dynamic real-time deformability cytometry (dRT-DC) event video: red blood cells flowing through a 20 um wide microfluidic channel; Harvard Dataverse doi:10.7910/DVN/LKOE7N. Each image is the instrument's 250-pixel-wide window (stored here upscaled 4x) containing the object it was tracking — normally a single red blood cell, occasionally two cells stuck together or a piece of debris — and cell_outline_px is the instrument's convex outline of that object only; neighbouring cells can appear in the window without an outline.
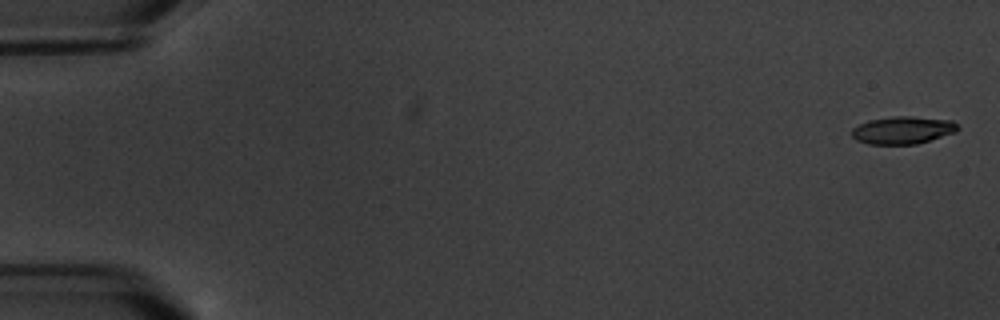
{"species": "common noctule bat (a hibernating species)", "species_latin": "Nyctalus noctula", "temperature_condition": "warm", "stored_images_in_passage": 7, "camera_frame_rate_fps": 3000, "um_per_image_px": 0.085, "animal": {"sex": "male", "body_mass_g": 20.1, "forearm_length_mm": 53.5}, "frame": {"image": 1, "passage_image": 1, "time_ms": 0.0, "image_size_px": [1000, 320], "cell_outline_px": [[960, 128], [956, 132], [916, 144], [868, 144], [856, 140], [852, 136], [852, 128], [868, 120], [892, 116], [912, 116], [952, 120]], "centroid_in_image_um": [76.73, 11.05], "position_along_channel_um": 8.3, "area_um2": 17.05}}
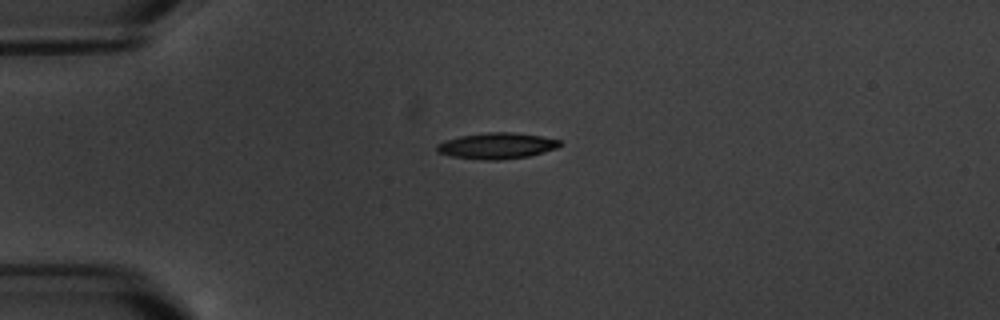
{"frame": {"image": 2, "passage_image": 5, "time_ms": 4.667, "image_size_px": [1000, 320], "cell_outline_px": [[560, 144], [556, 148], [544, 152], [528, 156], [496, 160], [488, 160], [452, 156], [436, 152], [436, 144], [444, 140], [460, 136], [488, 132], [512, 132], [540, 136], [560, 140]], "centroid_in_image_um": [42.19, 12.38], "position_along_channel_um": 42.8, "area_um2": 18.5}}